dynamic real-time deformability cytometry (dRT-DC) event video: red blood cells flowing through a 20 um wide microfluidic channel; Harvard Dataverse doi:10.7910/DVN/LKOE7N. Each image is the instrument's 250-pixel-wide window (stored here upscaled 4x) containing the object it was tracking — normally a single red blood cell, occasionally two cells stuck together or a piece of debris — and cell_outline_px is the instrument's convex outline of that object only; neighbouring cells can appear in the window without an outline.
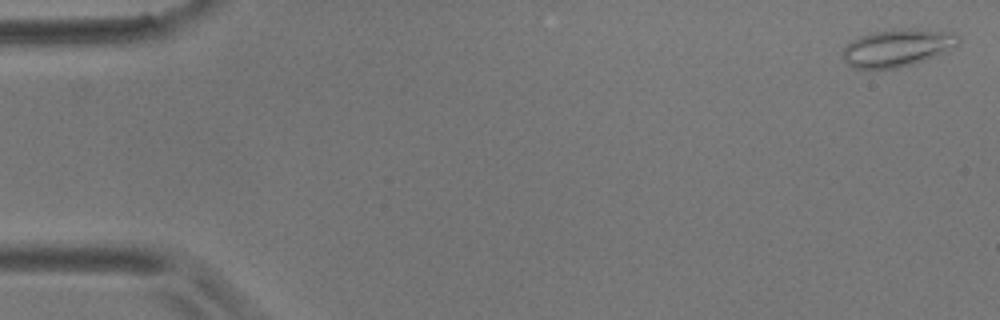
{"species": "common noctule bat (a hibernating species)", "species_latin": "Nyctalus noctula", "temperature_condition": "room temperature", "stored_images_in_passage": 6, "camera_frame_rate_fps": 3000, "um_per_image_px": 0.085, "animal": {"sex": "male", "body_mass_g": 17.9}, "frame": {"image": 1, "passage_image": 1, "time_ms": 0.0, "image_size_px": [1000, 320], "cell_outline_px": [[960, 40], [956, 44], [932, 56], [912, 64], [896, 68], [852, 68], [844, 60], [844, 48], [852, 40], [860, 36], [876, 32], [900, 28], [908, 28], [952, 32], [960, 36]], "centroid_in_image_um": [76.24, 4.05], "position_along_channel_um": 8.8, "area_um2": 24.51}}